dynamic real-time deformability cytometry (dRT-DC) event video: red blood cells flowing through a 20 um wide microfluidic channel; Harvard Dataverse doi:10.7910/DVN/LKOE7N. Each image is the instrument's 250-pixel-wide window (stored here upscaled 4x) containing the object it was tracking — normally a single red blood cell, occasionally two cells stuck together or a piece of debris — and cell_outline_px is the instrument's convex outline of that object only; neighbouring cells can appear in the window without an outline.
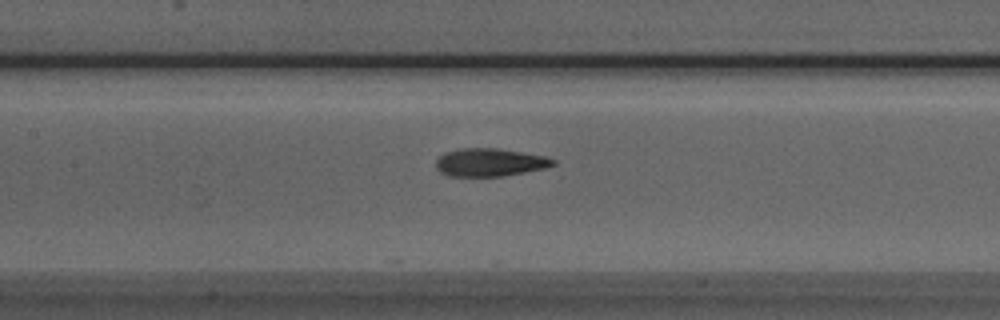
{"species": "Egyptian fruit bat (a non-hibernating species)", "species_latin": "Rousettus aegyptiacus", "temperature_condition": "room temperature", "stored_images_in_passage": 25, "camera_frame_rate_fps": 3000, "um_per_image_px": 0.085, "animal": {"sex": "male"}, "frame": {"image": 1, "passage_image": 15, "time_ms": 4.667, "image_size_px": [1000, 320], "cell_outline_px": [[556, 164], [544, 168], [504, 176], [448, 176], [440, 172], [436, 168], [436, 160], [444, 152], [460, 148], [496, 148], [544, 156], [556, 160]], "centroid_in_image_um": [41.6, 13.8], "position_along_channel_um": 165.8, "area_um2": 19.02}}
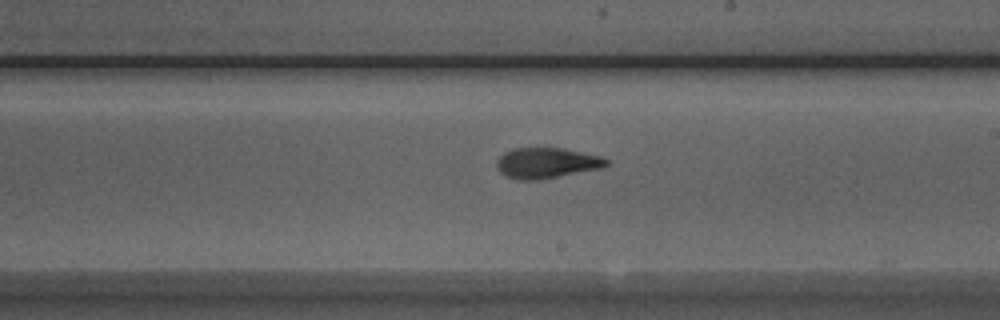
{"frame": {"image": 2, "passage_image": 21, "time_ms": 6.667, "image_size_px": [1000, 320], "cell_outline_px": [[608, 164], [604, 168], [540, 180], [520, 180], [508, 176], [500, 172], [496, 168], [496, 160], [504, 152], [512, 148], [564, 148], [600, 156], [608, 160]], "centroid_in_image_um": [46.46, 13.85], "position_along_channel_um": 242.5, "area_um2": 19.71}}
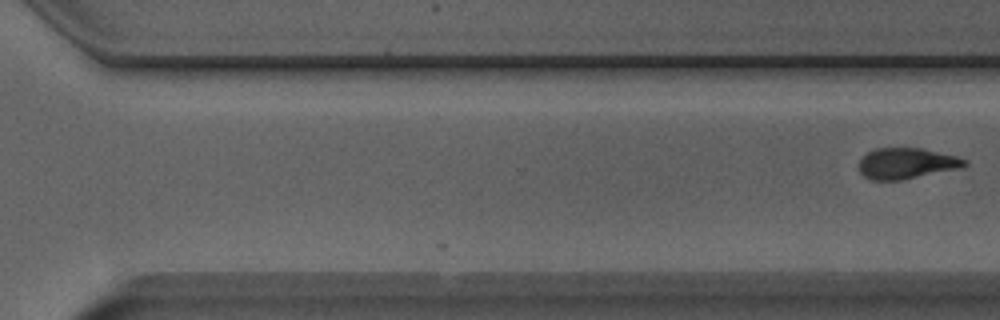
{"frame": {"image": 3, "passage_image": 25, "time_ms": 8.0, "image_size_px": [1000, 320], "cell_outline_px": [[968, 164], [960, 168], [900, 180], [872, 180], [864, 176], [860, 172], [860, 160], [868, 152], [876, 148], [920, 148], [956, 156], [968, 160]], "centroid_in_image_um": [77.06, 13.89], "position_along_channel_um": 293.5, "area_um2": 18.79}}